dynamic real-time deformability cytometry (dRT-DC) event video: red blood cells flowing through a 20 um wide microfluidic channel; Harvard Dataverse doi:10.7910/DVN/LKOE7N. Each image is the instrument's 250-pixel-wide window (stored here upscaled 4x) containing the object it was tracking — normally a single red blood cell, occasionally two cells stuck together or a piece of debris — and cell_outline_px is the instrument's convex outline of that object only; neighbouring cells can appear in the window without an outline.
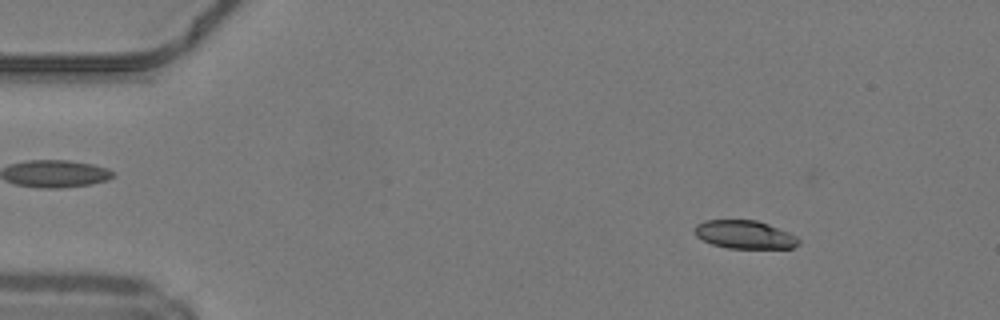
{"species": "common noctule bat (a hibernating species)", "species_latin": "Nyctalus noctula", "temperature_condition": "warm", "stored_images_in_passage": 48, "camera_frame_rate_fps": 3000, "um_per_image_px": 0.085, "animal": {"sex": "male", "body_mass_g": 19.2, "forearm_length_mm": 51.8}, "frame": {"image": 1, "passage_image": 6, "time_ms": 1.667, "image_size_px": [1000, 320], "cell_outline_px": [[800, 244], [792, 248], [728, 248], [712, 244], [696, 236], [692, 228], [696, 224], [704, 220], [756, 220], [768, 224], [788, 232], [796, 236], [800, 240]], "centroid_in_image_um": [63.28, 19.93], "position_along_channel_um": 21.7, "area_um2": 17.17}}
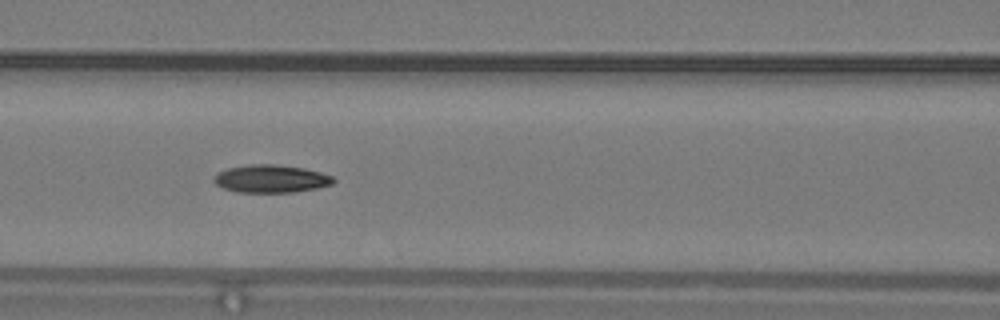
{"frame": {"image": 2, "passage_image": 21, "time_ms": 6.667, "image_size_px": [1000, 320], "cell_outline_px": [[336, 180], [332, 184], [316, 188], [296, 192], [236, 192], [224, 188], [216, 184], [212, 180], [220, 172], [228, 168], [248, 164], [276, 164], [304, 168], [320, 172], [332, 176]], "centroid_in_image_um": [23.05, 15.19], "position_along_channel_um": 143.5, "area_um2": 19.31}}
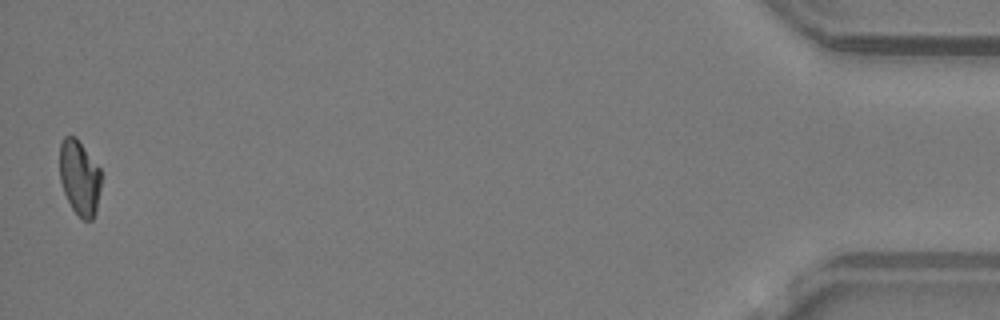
{"frame": {"image": 3, "passage_image": 48, "time_ms": 15.667, "image_size_px": [1000, 320], "cell_outline_px": [[100, 188], [96, 212], [92, 220], [84, 220], [72, 208], [64, 192], [60, 180], [60, 140], [64, 136], [76, 136], [100, 168]], "centroid_in_image_um": [6.75, 15.07], "position_along_channel_um": 428.4, "area_um2": 18.09}, "authors_computed_cell_mechanics": {"area_um2": 18.8139, "velocity_mm_per_s": 4.2197, "shape_relaxation_time_tau1_ms": 6.1819, "shape_relaxation_time_tau2_ms": 7.5754, "deformation_change_tau1": 0.1617, "deformation_change_tau2": 0.1612}}